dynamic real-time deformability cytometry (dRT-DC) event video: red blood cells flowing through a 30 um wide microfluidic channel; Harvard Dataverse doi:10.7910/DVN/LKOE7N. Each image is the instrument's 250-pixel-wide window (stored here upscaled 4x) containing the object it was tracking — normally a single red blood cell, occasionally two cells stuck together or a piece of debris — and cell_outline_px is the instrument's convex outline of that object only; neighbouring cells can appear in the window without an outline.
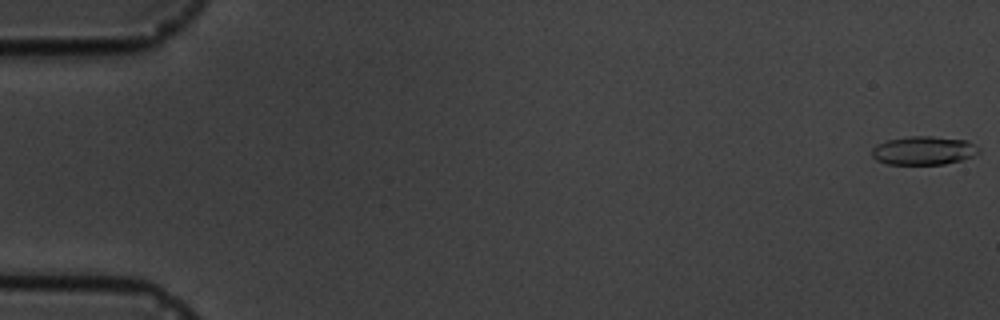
{"species": "common noctule bat (a hibernating species)", "species_latin": "Nyctalus noctula", "temperature_condition": "cold", "stored_images_in_passage": 6, "camera_frame_rate_fps": 3000, "um_per_image_px": 0.085, "animal": {"sex": "male", "body_mass_g": 19.5, "forearm_length_mm": 54.6}, "frame": {"image": 1, "passage_image": 1, "time_ms": 0.0, "image_size_px": [1000, 320], "cell_outline_px": [[980, 152], [972, 156], [960, 160], [944, 164], [888, 164], [876, 160], [872, 156], [872, 148], [876, 144], [888, 140], [912, 136], [932, 136], [968, 140], [980, 148]], "centroid_in_image_um": [78.52, 12.79], "position_along_channel_um": 6.5, "area_um2": 17.8}}
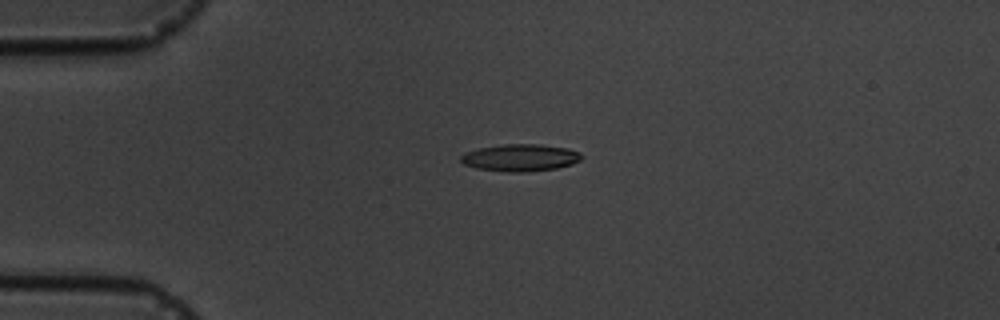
{"frame": {"image": 2, "passage_image": 5, "time_ms": 4.333, "image_size_px": [1000, 320], "cell_outline_px": [[584, 156], [580, 160], [572, 164], [556, 168], [524, 172], [508, 172], [476, 168], [464, 164], [460, 160], [460, 156], [464, 152], [480, 148], [504, 144], [540, 144], [568, 148], [580, 152]], "centroid_in_image_um": [44.24, 13.4], "position_along_channel_um": 40.8, "area_um2": 19.13}}